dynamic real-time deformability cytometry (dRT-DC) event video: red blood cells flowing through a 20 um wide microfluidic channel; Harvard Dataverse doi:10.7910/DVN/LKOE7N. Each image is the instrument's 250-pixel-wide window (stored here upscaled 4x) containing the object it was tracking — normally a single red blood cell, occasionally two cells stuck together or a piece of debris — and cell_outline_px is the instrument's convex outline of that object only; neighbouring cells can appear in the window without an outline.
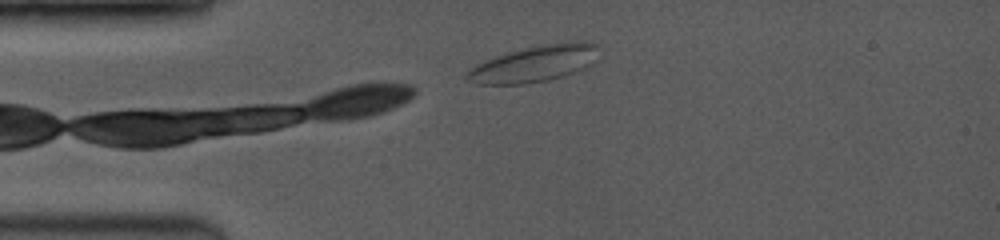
{"species": "common noctule bat (a hibernating species)", "species_latin": "Nyctalus noctula", "temperature_condition": "room temperature", "stored_images_in_passage": 4, "camera_frame_rate_fps": 3500, "um_per_image_px": 0.085, "animal": {"sex": "female", "body_mass_g": 19.0, "forearm_length_mm": 53.3}, "frame": {"image": 1, "passage_image": 2, "time_ms": 0.286, "image_size_px": [1000, 240], "cell_outline_px": [[596, 60], [592, 64], [572, 72], [548, 80], [528, 84], [476, 84], [464, 80], [464, 72], [488, 60], [512, 52], [528, 48], [548, 44], [596, 44]], "centroid_in_image_um": [45.31, 5.49], "position_along_channel_um": 39.7, "area_um2": 26.47}}